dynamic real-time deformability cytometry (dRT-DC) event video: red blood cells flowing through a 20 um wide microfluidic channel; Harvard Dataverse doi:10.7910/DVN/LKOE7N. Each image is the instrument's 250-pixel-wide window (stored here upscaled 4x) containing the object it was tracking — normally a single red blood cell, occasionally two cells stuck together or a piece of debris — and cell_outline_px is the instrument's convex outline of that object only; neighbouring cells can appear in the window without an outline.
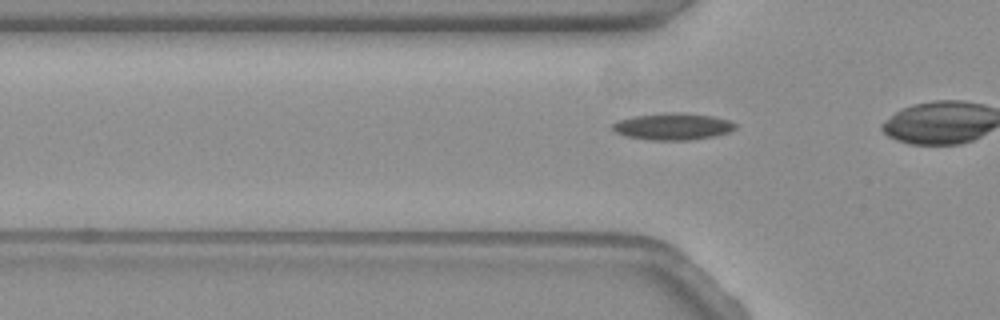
{"species": "common noctule bat (a hibernating species)", "species_latin": "Nyctalus noctula", "temperature_condition": "warm", "stored_images_in_passage": 33, "camera_frame_rate_fps": 3000, "um_per_image_px": 0.085, "animal": {"sex": "female", "body_mass_g": 19.3, "forearm_length_mm": 54.1}, "frame": {"image": 1, "passage_image": 16, "time_ms": 5.0, "image_size_px": [1000, 320], "cell_outline_px": [[736, 128], [728, 132], [712, 136], [688, 140], [652, 140], [624, 136], [616, 132], [612, 128], [612, 124], [620, 120], [636, 116], [668, 112], [684, 112], [712, 116], [728, 120], [736, 124]], "centroid_in_image_um": [57.19, 10.74], "position_along_channel_um": 68.6, "area_um2": 19.02}}
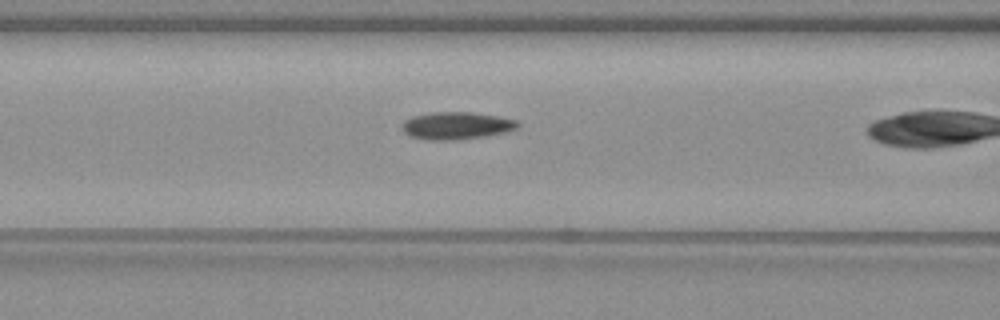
{"frame": {"image": 2, "passage_image": 21, "time_ms": 6.667, "image_size_px": [1000, 320], "cell_outline_px": [[520, 124], [516, 128], [508, 132], [460, 140], [428, 140], [408, 136], [404, 132], [400, 124], [404, 120], [412, 116], [432, 112], [472, 112], [500, 116], [516, 120]], "centroid_in_image_um": [38.78, 10.68], "position_along_channel_um": 127.8, "area_um2": 18.79}}